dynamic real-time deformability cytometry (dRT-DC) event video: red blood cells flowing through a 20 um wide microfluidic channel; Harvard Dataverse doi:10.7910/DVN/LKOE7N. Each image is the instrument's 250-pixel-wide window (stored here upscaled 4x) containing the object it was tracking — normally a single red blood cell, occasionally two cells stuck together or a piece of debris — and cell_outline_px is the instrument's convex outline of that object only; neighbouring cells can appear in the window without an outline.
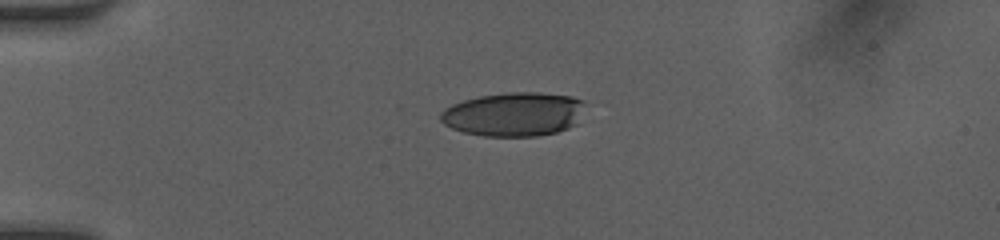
{"species": "human", "species_latin": "Homo sapiens", "temperature_condition": "room temperature", "stored_images_in_passage": 38, "camera_frame_rate_fps": 3000, "um_per_image_px": 0.085, "donor": {"sex": "female"}, "frame": {"image": 1, "passage_image": 1, "time_ms": 0.0, "image_size_px": [1000, 240], "cell_outline_px": [[584, 100], [576, 124], [568, 128], [556, 132], [536, 136], [484, 136], [464, 132], [452, 128], [444, 124], [440, 120], [440, 112], [444, 108], [452, 104], [464, 100], [480, 96], [508, 92], [536, 92], [572, 96]], "centroid_in_image_um": [43.64, 9.7], "position_along_channel_um": 41.4, "area_um2": 36.88}}
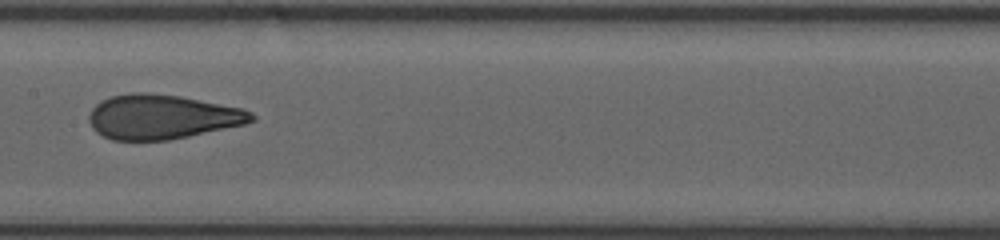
{"frame": {"image": 2, "passage_image": 15, "time_ms": 4.667, "image_size_px": [1000, 240], "cell_outline_px": [[256, 120], [244, 124], [188, 136], [168, 140], [112, 140], [96, 132], [92, 128], [88, 120], [88, 116], [92, 108], [100, 100], [112, 96], [132, 92], [148, 92], [180, 96], [244, 108], [252, 112], [256, 116]], "centroid_in_image_um": [13.76, 9.92], "position_along_channel_um": 193.6, "area_um2": 42.31}}
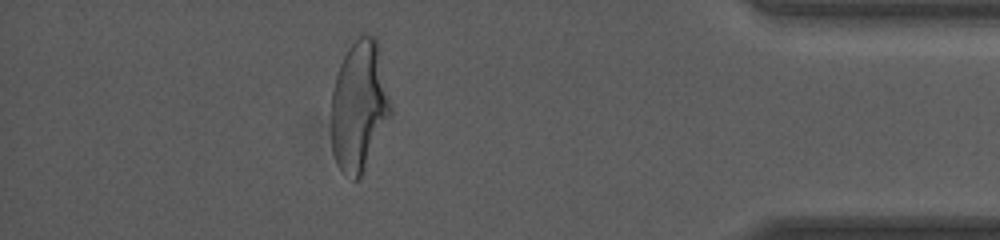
{"frame": {"image": 3, "passage_image": 33, "time_ms": 10.667, "image_size_px": [1000, 240], "cell_outline_px": [[392, 116], [360, 176], [356, 180], [352, 180], [344, 176], [336, 164], [332, 152], [332, 92], [336, 76], [340, 64], [348, 48], [360, 32], [376, 36], [380, 52], [392, 104]], "centroid_in_image_um": [30.55, 9.0], "position_along_channel_um": 404.7, "area_um2": 45.66}, "authors_computed_cell_mechanics": {"area_um2": 42.3674, "velocity_mm_per_s": 4.1361, "shape_relaxation_time_tau1_ms": 6.3308, "shape_relaxation_time_tau2_ms": 0.9151, "deformation_change_tau1": 0.2229, "deformation_change_tau2": 0.0904}}